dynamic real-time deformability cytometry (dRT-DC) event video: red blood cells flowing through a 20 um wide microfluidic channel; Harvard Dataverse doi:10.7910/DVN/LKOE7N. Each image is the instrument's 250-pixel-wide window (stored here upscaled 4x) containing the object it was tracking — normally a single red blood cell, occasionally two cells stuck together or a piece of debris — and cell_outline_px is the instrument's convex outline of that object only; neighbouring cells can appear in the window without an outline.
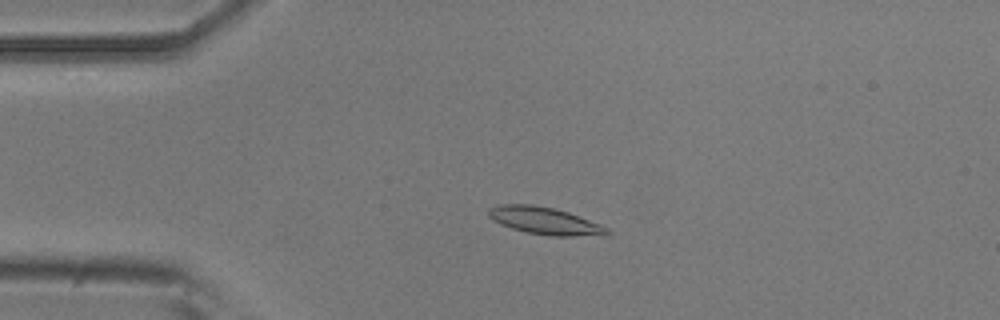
{"species": "common noctule bat (a hibernating species)", "species_latin": "Nyctalus noctula", "temperature_condition": "room temperature", "stored_images_in_passage": 45, "camera_frame_rate_fps": 3000, "um_per_image_px": 0.085, "animal": {"sex": "male", "body_mass_g": 20.5, "forearm_length_mm": 52.5}, "frame": {"image": 1, "passage_image": 5, "time_ms": 1.333, "image_size_px": [1000, 320], "cell_outline_px": [[612, 232], [608, 236], [548, 236], [528, 232], [512, 228], [500, 224], [492, 220], [488, 216], [488, 208], [500, 204], [532, 204], [552, 208], [568, 212], [600, 224], [608, 228]], "centroid_in_image_um": [46.34, 18.78], "position_along_channel_um": 38.7, "area_um2": 19.02}}
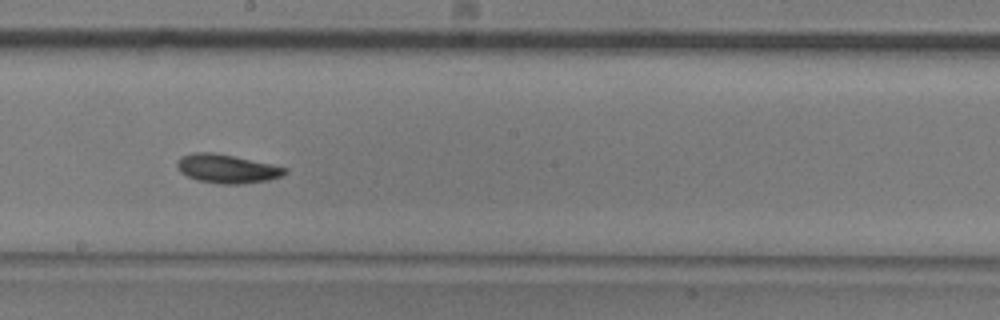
{"frame": {"image": 2, "passage_image": 22, "time_ms": 7.0, "image_size_px": [1000, 320], "cell_outline_px": [[288, 172], [284, 176], [268, 180], [240, 184], [220, 184], [196, 180], [180, 172], [176, 168], [176, 164], [180, 156], [192, 152], [212, 152], [272, 164], [288, 168]], "centroid_in_image_um": [19.28, 14.34], "position_along_channel_um": 228.9, "area_um2": 18.21}}
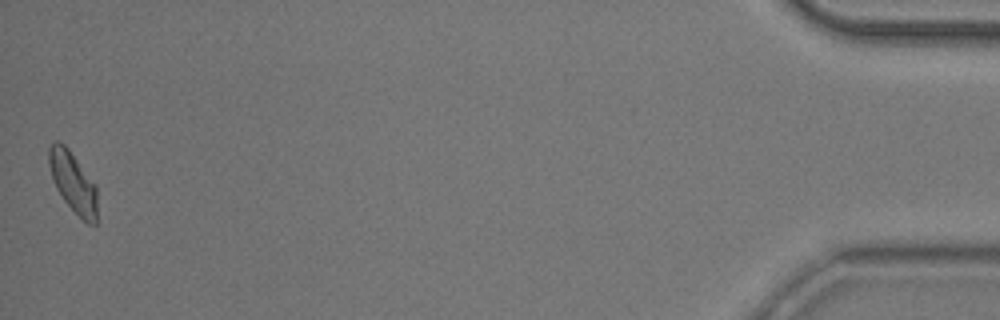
{"frame": {"image": 3, "passage_image": 45, "time_ms": 14.667, "image_size_px": [1000, 320], "cell_outline_px": [[96, 224], [88, 224], [64, 200], [56, 188], [48, 164], [48, 148], [56, 140], [64, 144], [68, 148], [96, 184]], "centroid_in_image_um": [6.2, 15.45], "position_along_channel_um": 429.0, "area_um2": 16.76}, "authors_computed_cell_mechanics": {"area_um2": 17.3978, "velocity_mm_per_s": 3.8571, "shape_relaxation_time_tau1_ms": 5.8088, "shape_relaxation_time_tau2_ms": 11.0901, "deformation_change_tau1": 0.1254, "deformation_change_tau2": 0.1572}}